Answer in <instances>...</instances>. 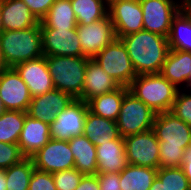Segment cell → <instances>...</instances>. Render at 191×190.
Segmentation results:
<instances>
[{
	"mask_svg": "<svg viewBox=\"0 0 191 190\" xmlns=\"http://www.w3.org/2000/svg\"><path fill=\"white\" fill-rule=\"evenodd\" d=\"M76 30L83 55L88 58H94L117 38L109 14L88 25H77Z\"/></svg>",
	"mask_w": 191,
	"mask_h": 190,
	"instance_id": "8fae6325",
	"label": "cell"
},
{
	"mask_svg": "<svg viewBox=\"0 0 191 190\" xmlns=\"http://www.w3.org/2000/svg\"><path fill=\"white\" fill-rule=\"evenodd\" d=\"M156 168L128 164L121 172L119 184L121 190H149L157 177Z\"/></svg>",
	"mask_w": 191,
	"mask_h": 190,
	"instance_id": "4316f807",
	"label": "cell"
},
{
	"mask_svg": "<svg viewBox=\"0 0 191 190\" xmlns=\"http://www.w3.org/2000/svg\"><path fill=\"white\" fill-rule=\"evenodd\" d=\"M157 177L164 183L166 190H191V184L181 167L158 168Z\"/></svg>",
	"mask_w": 191,
	"mask_h": 190,
	"instance_id": "1f68e13d",
	"label": "cell"
},
{
	"mask_svg": "<svg viewBox=\"0 0 191 190\" xmlns=\"http://www.w3.org/2000/svg\"><path fill=\"white\" fill-rule=\"evenodd\" d=\"M0 98L6 110L28 111L32 96L13 67H8L0 74Z\"/></svg>",
	"mask_w": 191,
	"mask_h": 190,
	"instance_id": "4fadbf2b",
	"label": "cell"
},
{
	"mask_svg": "<svg viewBox=\"0 0 191 190\" xmlns=\"http://www.w3.org/2000/svg\"><path fill=\"white\" fill-rule=\"evenodd\" d=\"M181 168L191 184V147L184 151Z\"/></svg>",
	"mask_w": 191,
	"mask_h": 190,
	"instance_id": "ab89813d",
	"label": "cell"
},
{
	"mask_svg": "<svg viewBox=\"0 0 191 190\" xmlns=\"http://www.w3.org/2000/svg\"><path fill=\"white\" fill-rule=\"evenodd\" d=\"M72 100L69 94L53 89L43 95L32 97L27 114L50 125Z\"/></svg>",
	"mask_w": 191,
	"mask_h": 190,
	"instance_id": "e0dca14e",
	"label": "cell"
},
{
	"mask_svg": "<svg viewBox=\"0 0 191 190\" xmlns=\"http://www.w3.org/2000/svg\"><path fill=\"white\" fill-rule=\"evenodd\" d=\"M50 140V125L37 120L26 112L18 146L26 158H31Z\"/></svg>",
	"mask_w": 191,
	"mask_h": 190,
	"instance_id": "ac0fdd59",
	"label": "cell"
},
{
	"mask_svg": "<svg viewBox=\"0 0 191 190\" xmlns=\"http://www.w3.org/2000/svg\"><path fill=\"white\" fill-rule=\"evenodd\" d=\"M30 9L31 13L40 22L49 11L55 0H22Z\"/></svg>",
	"mask_w": 191,
	"mask_h": 190,
	"instance_id": "8d00e7d4",
	"label": "cell"
},
{
	"mask_svg": "<svg viewBox=\"0 0 191 190\" xmlns=\"http://www.w3.org/2000/svg\"><path fill=\"white\" fill-rule=\"evenodd\" d=\"M137 75L160 73L170 51L167 37L147 30L120 38Z\"/></svg>",
	"mask_w": 191,
	"mask_h": 190,
	"instance_id": "7a4b0ae2",
	"label": "cell"
},
{
	"mask_svg": "<svg viewBox=\"0 0 191 190\" xmlns=\"http://www.w3.org/2000/svg\"><path fill=\"white\" fill-rule=\"evenodd\" d=\"M156 114L128 90L124 95L116 120L120 136L125 138L153 129Z\"/></svg>",
	"mask_w": 191,
	"mask_h": 190,
	"instance_id": "8992f818",
	"label": "cell"
},
{
	"mask_svg": "<svg viewBox=\"0 0 191 190\" xmlns=\"http://www.w3.org/2000/svg\"><path fill=\"white\" fill-rule=\"evenodd\" d=\"M128 87L119 86L112 92L98 95L90 99L88 103L89 111L94 115L116 121L120 113L121 104Z\"/></svg>",
	"mask_w": 191,
	"mask_h": 190,
	"instance_id": "d4e9b609",
	"label": "cell"
},
{
	"mask_svg": "<svg viewBox=\"0 0 191 190\" xmlns=\"http://www.w3.org/2000/svg\"><path fill=\"white\" fill-rule=\"evenodd\" d=\"M40 26L41 29H75L77 19L70 0H55Z\"/></svg>",
	"mask_w": 191,
	"mask_h": 190,
	"instance_id": "484cf974",
	"label": "cell"
},
{
	"mask_svg": "<svg viewBox=\"0 0 191 190\" xmlns=\"http://www.w3.org/2000/svg\"><path fill=\"white\" fill-rule=\"evenodd\" d=\"M128 164L159 168V141L153 129L124 138Z\"/></svg>",
	"mask_w": 191,
	"mask_h": 190,
	"instance_id": "30bf717a",
	"label": "cell"
},
{
	"mask_svg": "<svg viewBox=\"0 0 191 190\" xmlns=\"http://www.w3.org/2000/svg\"><path fill=\"white\" fill-rule=\"evenodd\" d=\"M0 190H7L5 170L0 169Z\"/></svg>",
	"mask_w": 191,
	"mask_h": 190,
	"instance_id": "b9f144b4",
	"label": "cell"
},
{
	"mask_svg": "<svg viewBox=\"0 0 191 190\" xmlns=\"http://www.w3.org/2000/svg\"><path fill=\"white\" fill-rule=\"evenodd\" d=\"M118 39L143 30V12L139 0L119 1L108 8Z\"/></svg>",
	"mask_w": 191,
	"mask_h": 190,
	"instance_id": "5bb4252c",
	"label": "cell"
},
{
	"mask_svg": "<svg viewBox=\"0 0 191 190\" xmlns=\"http://www.w3.org/2000/svg\"><path fill=\"white\" fill-rule=\"evenodd\" d=\"M37 170L54 173L74 168L75 160L68 141L50 139L32 157Z\"/></svg>",
	"mask_w": 191,
	"mask_h": 190,
	"instance_id": "7c38bea8",
	"label": "cell"
},
{
	"mask_svg": "<svg viewBox=\"0 0 191 190\" xmlns=\"http://www.w3.org/2000/svg\"><path fill=\"white\" fill-rule=\"evenodd\" d=\"M83 135L95 146H99L113 139L122 138L116 121L94 115L89 110L84 122Z\"/></svg>",
	"mask_w": 191,
	"mask_h": 190,
	"instance_id": "cb8c5ba5",
	"label": "cell"
},
{
	"mask_svg": "<svg viewBox=\"0 0 191 190\" xmlns=\"http://www.w3.org/2000/svg\"><path fill=\"white\" fill-rule=\"evenodd\" d=\"M54 89L82 100L88 57L45 55Z\"/></svg>",
	"mask_w": 191,
	"mask_h": 190,
	"instance_id": "277c9868",
	"label": "cell"
},
{
	"mask_svg": "<svg viewBox=\"0 0 191 190\" xmlns=\"http://www.w3.org/2000/svg\"><path fill=\"white\" fill-rule=\"evenodd\" d=\"M42 50L51 56H84L75 29H41Z\"/></svg>",
	"mask_w": 191,
	"mask_h": 190,
	"instance_id": "9a60e30c",
	"label": "cell"
},
{
	"mask_svg": "<svg viewBox=\"0 0 191 190\" xmlns=\"http://www.w3.org/2000/svg\"><path fill=\"white\" fill-rule=\"evenodd\" d=\"M84 174L75 168L52 173V177L57 190H75Z\"/></svg>",
	"mask_w": 191,
	"mask_h": 190,
	"instance_id": "d6a6232c",
	"label": "cell"
},
{
	"mask_svg": "<svg viewBox=\"0 0 191 190\" xmlns=\"http://www.w3.org/2000/svg\"><path fill=\"white\" fill-rule=\"evenodd\" d=\"M182 9L188 14L191 19V0H183Z\"/></svg>",
	"mask_w": 191,
	"mask_h": 190,
	"instance_id": "7bdbcfd3",
	"label": "cell"
},
{
	"mask_svg": "<svg viewBox=\"0 0 191 190\" xmlns=\"http://www.w3.org/2000/svg\"><path fill=\"white\" fill-rule=\"evenodd\" d=\"M68 143L75 160L74 168L84 175H96V146L84 135L73 137Z\"/></svg>",
	"mask_w": 191,
	"mask_h": 190,
	"instance_id": "603a6c76",
	"label": "cell"
},
{
	"mask_svg": "<svg viewBox=\"0 0 191 190\" xmlns=\"http://www.w3.org/2000/svg\"><path fill=\"white\" fill-rule=\"evenodd\" d=\"M153 130L159 141V167H181L184 151L191 147V126L168 111L156 114Z\"/></svg>",
	"mask_w": 191,
	"mask_h": 190,
	"instance_id": "6da1fadb",
	"label": "cell"
},
{
	"mask_svg": "<svg viewBox=\"0 0 191 190\" xmlns=\"http://www.w3.org/2000/svg\"><path fill=\"white\" fill-rule=\"evenodd\" d=\"M120 85L109 76L93 58L88 59L82 100L88 102L90 99L108 92H112Z\"/></svg>",
	"mask_w": 191,
	"mask_h": 190,
	"instance_id": "ffe728a7",
	"label": "cell"
},
{
	"mask_svg": "<svg viewBox=\"0 0 191 190\" xmlns=\"http://www.w3.org/2000/svg\"><path fill=\"white\" fill-rule=\"evenodd\" d=\"M6 111L2 99L0 98V116Z\"/></svg>",
	"mask_w": 191,
	"mask_h": 190,
	"instance_id": "bcb514c9",
	"label": "cell"
},
{
	"mask_svg": "<svg viewBox=\"0 0 191 190\" xmlns=\"http://www.w3.org/2000/svg\"><path fill=\"white\" fill-rule=\"evenodd\" d=\"M75 190H100L97 175H84Z\"/></svg>",
	"mask_w": 191,
	"mask_h": 190,
	"instance_id": "f35d334b",
	"label": "cell"
},
{
	"mask_svg": "<svg viewBox=\"0 0 191 190\" xmlns=\"http://www.w3.org/2000/svg\"><path fill=\"white\" fill-rule=\"evenodd\" d=\"M120 86L129 87L137 76L124 43L116 38L93 58Z\"/></svg>",
	"mask_w": 191,
	"mask_h": 190,
	"instance_id": "52a82bcc",
	"label": "cell"
},
{
	"mask_svg": "<svg viewBox=\"0 0 191 190\" xmlns=\"http://www.w3.org/2000/svg\"><path fill=\"white\" fill-rule=\"evenodd\" d=\"M149 190H166V189L164 183H162V181L158 177H156Z\"/></svg>",
	"mask_w": 191,
	"mask_h": 190,
	"instance_id": "60d3db41",
	"label": "cell"
},
{
	"mask_svg": "<svg viewBox=\"0 0 191 190\" xmlns=\"http://www.w3.org/2000/svg\"><path fill=\"white\" fill-rule=\"evenodd\" d=\"M28 190H57L52 173L34 169L29 181Z\"/></svg>",
	"mask_w": 191,
	"mask_h": 190,
	"instance_id": "d590c367",
	"label": "cell"
},
{
	"mask_svg": "<svg viewBox=\"0 0 191 190\" xmlns=\"http://www.w3.org/2000/svg\"><path fill=\"white\" fill-rule=\"evenodd\" d=\"M187 89H189L188 91H190V89H191V68H190L189 80H188V83H187Z\"/></svg>",
	"mask_w": 191,
	"mask_h": 190,
	"instance_id": "c3c4849f",
	"label": "cell"
},
{
	"mask_svg": "<svg viewBox=\"0 0 191 190\" xmlns=\"http://www.w3.org/2000/svg\"><path fill=\"white\" fill-rule=\"evenodd\" d=\"M77 25H88L108 15L105 0H70Z\"/></svg>",
	"mask_w": 191,
	"mask_h": 190,
	"instance_id": "f1b7e54d",
	"label": "cell"
},
{
	"mask_svg": "<svg viewBox=\"0 0 191 190\" xmlns=\"http://www.w3.org/2000/svg\"><path fill=\"white\" fill-rule=\"evenodd\" d=\"M0 52L8 67L42 57L40 23L22 30L3 31L0 34Z\"/></svg>",
	"mask_w": 191,
	"mask_h": 190,
	"instance_id": "3957f363",
	"label": "cell"
},
{
	"mask_svg": "<svg viewBox=\"0 0 191 190\" xmlns=\"http://www.w3.org/2000/svg\"><path fill=\"white\" fill-rule=\"evenodd\" d=\"M100 190H121L120 173H97Z\"/></svg>",
	"mask_w": 191,
	"mask_h": 190,
	"instance_id": "74e56055",
	"label": "cell"
},
{
	"mask_svg": "<svg viewBox=\"0 0 191 190\" xmlns=\"http://www.w3.org/2000/svg\"><path fill=\"white\" fill-rule=\"evenodd\" d=\"M26 112L6 110L0 116V142L17 144L20 138Z\"/></svg>",
	"mask_w": 191,
	"mask_h": 190,
	"instance_id": "f546056e",
	"label": "cell"
},
{
	"mask_svg": "<svg viewBox=\"0 0 191 190\" xmlns=\"http://www.w3.org/2000/svg\"><path fill=\"white\" fill-rule=\"evenodd\" d=\"M88 110L87 102L73 99L50 124V139L69 141L73 137L83 135Z\"/></svg>",
	"mask_w": 191,
	"mask_h": 190,
	"instance_id": "9c48e42d",
	"label": "cell"
},
{
	"mask_svg": "<svg viewBox=\"0 0 191 190\" xmlns=\"http://www.w3.org/2000/svg\"><path fill=\"white\" fill-rule=\"evenodd\" d=\"M191 68V52L189 51H169L166 61L163 63L160 74L174 84L178 89L184 85L187 89Z\"/></svg>",
	"mask_w": 191,
	"mask_h": 190,
	"instance_id": "7402d4cb",
	"label": "cell"
},
{
	"mask_svg": "<svg viewBox=\"0 0 191 190\" xmlns=\"http://www.w3.org/2000/svg\"><path fill=\"white\" fill-rule=\"evenodd\" d=\"M97 173H120L127 165L124 138H117L96 146Z\"/></svg>",
	"mask_w": 191,
	"mask_h": 190,
	"instance_id": "d6986e66",
	"label": "cell"
},
{
	"mask_svg": "<svg viewBox=\"0 0 191 190\" xmlns=\"http://www.w3.org/2000/svg\"><path fill=\"white\" fill-rule=\"evenodd\" d=\"M128 88L156 113L170 111L179 90L160 73L137 75Z\"/></svg>",
	"mask_w": 191,
	"mask_h": 190,
	"instance_id": "5b68a950",
	"label": "cell"
},
{
	"mask_svg": "<svg viewBox=\"0 0 191 190\" xmlns=\"http://www.w3.org/2000/svg\"><path fill=\"white\" fill-rule=\"evenodd\" d=\"M143 12V29L168 38L173 17L183 0H139Z\"/></svg>",
	"mask_w": 191,
	"mask_h": 190,
	"instance_id": "ba28073f",
	"label": "cell"
},
{
	"mask_svg": "<svg viewBox=\"0 0 191 190\" xmlns=\"http://www.w3.org/2000/svg\"><path fill=\"white\" fill-rule=\"evenodd\" d=\"M4 31L22 30L40 22L22 0H0Z\"/></svg>",
	"mask_w": 191,
	"mask_h": 190,
	"instance_id": "44dd1931",
	"label": "cell"
},
{
	"mask_svg": "<svg viewBox=\"0 0 191 190\" xmlns=\"http://www.w3.org/2000/svg\"><path fill=\"white\" fill-rule=\"evenodd\" d=\"M34 169L32 158H25L18 164L4 169L7 190H28L29 181Z\"/></svg>",
	"mask_w": 191,
	"mask_h": 190,
	"instance_id": "4dcf8cb0",
	"label": "cell"
},
{
	"mask_svg": "<svg viewBox=\"0 0 191 190\" xmlns=\"http://www.w3.org/2000/svg\"><path fill=\"white\" fill-rule=\"evenodd\" d=\"M25 158L18 144L0 142V169H7Z\"/></svg>",
	"mask_w": 191,
	"mask_h": 190,
	"instance_id": "e575fe53",
	"label": "cell"
},
{
	"mask_svg": "<svg viewBox=\"0 0 191 190\" xmlns=\"http://www.w3.org/2000/svg\"><path fill=\"white\" fill-rule=\"evenodd\" d=\"M170 112L191 126V92L179 89Z\"/></svg>",
	"mask_w": 191,
	"mask_h": 190,
	"instance_id": "836d02e7",
	"label": "cell"
},
{
	"mask_svg": "<svg viewBox=\"0 0 191 190\" xmlns=\"http://www.w3.org/2000/svg\"><path fill=\"white\" fill-rule=\"evenodd\" d=\"M4 31L3 22H2V15H1V8H0V34Z\"/></svg>",
	"mask_w": 191,
	"mask_h": 190,
	"instance_id": "7dc6e473",
	"label": "cell"
},
{
	"mask_svg": "<svg viewBox=\"0 0 191 190\" xmlns=\"http://www.w3.org/2000/svg\"><path fill=\"white\" fill-rule=\"evenodd\" d=\"M8 66L6 65V63L4 62L3 58H2V54L0 52V74L7 69Z\"/></svg>",
	"mask_w": 191,
	"mask_h": 190,
	"instance_id": "ee69618b",
	"label": "cell"
},
{
	"mask_svg": "<svg viewBox=\"0 0 191 190\" xmlns=\"http://www.w3.org/2000/svg\"><path fill=\"white\" fill-rule=\"evenodd\" d=\"M13 68L26 83L32 97L43 95L54 89L45 55L18 63Z\"/></svg>",
	"mask_w": 191,
	"mask_h": 190,
	"instance_id": "2e32d148",
	"label": "cell"
},
{
	"mask_svg": "<svg viewBox=\"0 0 191 190\" xmlns=\"http://www.w3.org/2000/svg\"><path fill=\"white\" fill-rule=\"evenodd\" d=\"M105 1H106L108 8H109L113 3H116L119 1H129V0H105Z\"/></svg>",
	"mask_w": 191,
	"mask_h": 190,
	"instance_id": "f6af8a7d",
	"label": "cell"
},
{
	"mask_svg": "<svg viewBox=\"0 0 191 190\" xmlns=\"http://www.w3.org/2000/svg\"><path fill=\"white\" fill-rule=\"evenodd\" d=\"M167 39L171 50L191 52V19L182 8L172 19Z\"/></svg>",
	"mask_w": 191,
	"mask_h": 190,
	"instance_id": "83f0119b",
	"label": "cell"
}]
</instances>
